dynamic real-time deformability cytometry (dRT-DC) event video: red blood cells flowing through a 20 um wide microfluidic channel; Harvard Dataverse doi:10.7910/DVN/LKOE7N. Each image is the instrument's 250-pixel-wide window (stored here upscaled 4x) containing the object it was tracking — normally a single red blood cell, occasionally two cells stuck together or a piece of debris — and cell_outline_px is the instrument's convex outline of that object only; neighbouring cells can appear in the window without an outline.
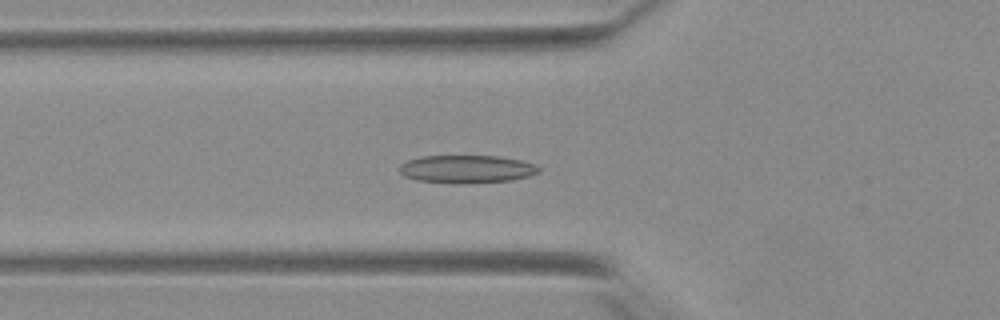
{"species": "Egyptian fruit bat (a non-hibernating species)", "species_latin": "Rousettus aegyptiacus", "temperature_condition": "warm", "stored_images_in_passage": 54, "camera_frame_rate_fps": 3000, "um_per_image_px": 0.085, "animal": {"sex": "female"}, "frame": {"image": 1, "passage_image": 20, "time_ms": 6.333, "image_size_px": [1000, 320], "cell_outline_px": [[540, 172], [528, 176], [512, 180], [464, 184], [456, 184], [416, 180], [404, 176], [400, 172], [400, 164], [408, 160], [420, 156], [500, 156], [520, 160], [532, 164], [540, 168]], "centroid_in_image_um": [39.65, 14.38], "position_along_channel_um": 86.2, "area_um2": 22.77}}
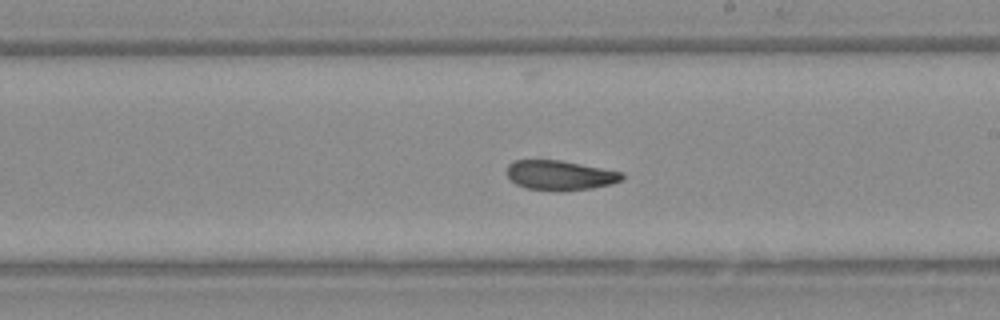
{"frame": {"image": 2, "passage_image": 32, "time_ms": 10.333, "image_size_px": [1000, 320], "cell_outline_px": [[624, 176], [620, 180], [612, 184], [592, 188], [564, 192], [560, 192], [524, 188], [516, 184], [508, 176], [508, 164], [516, 160], [560, 160], [624, 172]], "centroid_in_image_um": [47.62, 14.91], "position_along_channel_um": 241.4, "area_um2": 20.11}}
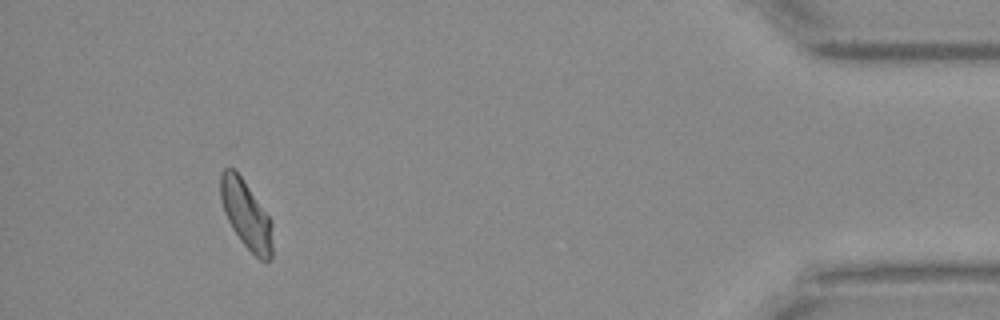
{"frame": {"image": 3, "passage_image": 50, "time_ms": 16.333, "image_size_px": [1000, 320], "cell_outline_px": [[272, 256], [268, 264], [260, 260], [240, 240], [232, 228], [224, 212], [220, 196], [220, 176], [224, 168], [232, 168], [240, 176], [272, 220]], "centroid_in_image_um": [20.94, 18.28], "position_along_channel_um": 414.3, "area_um2": 20.52}, "authors_computed_cell_mechanics": {"area_um2": 21.2415, "velocity_mm_per_s": 3.8848, "shape_relaxation_time_tau1_ms": 5.9719, "shape_relaxation_time_tau2_ms": 2.2647, "deformation_change_tau1": 0.1327, "deformation_change_tau2": 0.0813}}